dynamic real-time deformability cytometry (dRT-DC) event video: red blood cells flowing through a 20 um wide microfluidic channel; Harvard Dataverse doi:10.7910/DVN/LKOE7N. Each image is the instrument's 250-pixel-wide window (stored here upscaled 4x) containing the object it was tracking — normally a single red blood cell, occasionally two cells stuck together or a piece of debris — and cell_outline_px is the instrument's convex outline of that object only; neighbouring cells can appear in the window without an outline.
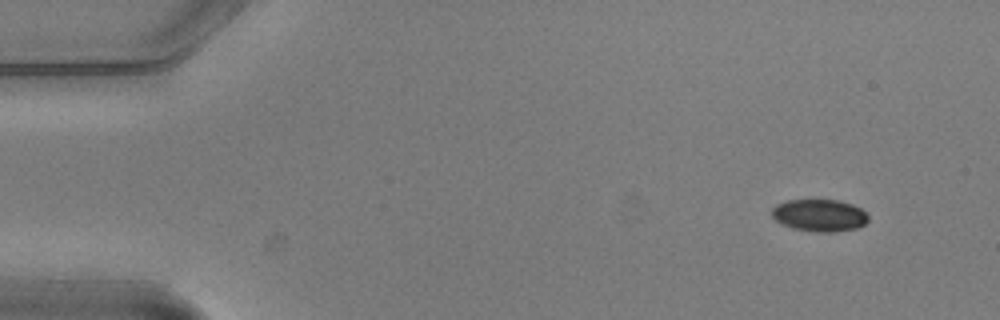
{"species": "common noctule bat (a hibernating species)", "species_latin": "Nyctalus noctula", "temperature_condition": "warm", "stored_images_in_passage": 6, "camera_frame_rate_fps": 3000, "um_per_image_px": 0.085, "animal": {"sex": "male", "body_mass_g": 20.5, "forearm_length_mm": 52.5}, "frame": {"image": 1, "passage_image": 1, "time_ms": 0.0, "image_size_px": [1000, 320], "cell_outline_px": [[868, 220], [864, 224], [856, 228], [836, 232], [816, 232], [792, 228], [780, 224], [772, 216], [772, 208], [776, 204], [788, 200], [840, 200], [852, 204], [860, 208], [868, 216]], "centroid_in_image_um": [69.64, 18.3], "position_along_channel_um": 15.4, "area_um2": 18.15}}
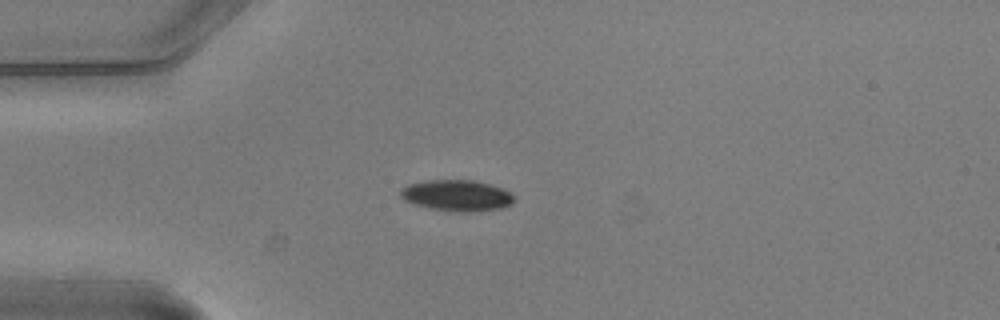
{"frame": {"image": 2, "passage_image": 4, "time_ms": 1.0, "image_size_px": [1000, 320], "cell_outline_px": [[516, 200], [512, 204], [504, 208], [472, 212], [460, 212], [432, 208], [416, 204], [404, 200], [400, 196], [400, 188], [408, 184], [424, 180], [472, 180], [504, 188], [516, 196]], "centroid_in_image_um": [38.88, 16.61], "position_along_channel_um": 46.1, "area_um2": 20.81}}
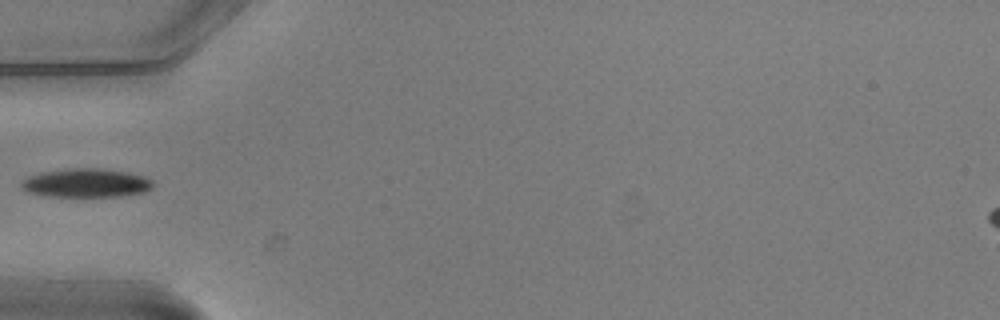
{"frame": {"image": 3, "passage_image": 5, "time_ms": 1.333, "image_size_px": [1000, 320], "cell_outline_px": [[156, 184], [152, 188], [144, 192], [120, 196], [52, 196], [28, 192], [20, 188], [20, 184], [28, 176], [40, 172], [72, 168], [96, 168], [128, 172], [144, 176], [152, 180]], "centroid_in_image_um": [7.34, 15.54], "position_along_channel_um": 77.7, "area_um2": 22.02}}